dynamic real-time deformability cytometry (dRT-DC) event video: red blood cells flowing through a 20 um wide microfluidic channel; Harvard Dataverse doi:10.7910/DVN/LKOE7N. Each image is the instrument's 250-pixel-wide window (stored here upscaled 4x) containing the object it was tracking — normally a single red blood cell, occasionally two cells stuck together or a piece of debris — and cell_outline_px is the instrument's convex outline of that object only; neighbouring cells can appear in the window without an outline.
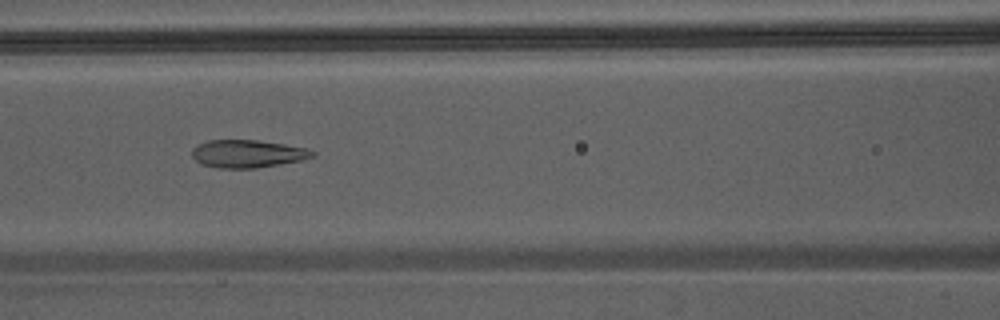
{"species": "Egyptian fruit bat (a non-hibernating species)", "species_latin": "Rousettus aegyptiacus", "temperature_condition": "warm", "stored_images_in_passage": 18, "camera_frame_rate_fps": 3000, "um_per_image_px": 0.085, "animal": {"sex": "male"}, "frame": {"image": 1, "passage_image": 10, "time_ms": 3.0, "image_size_px": [1000, 320], "cell_outline_px": [[316, 156], [300, 160], [280, 164], [256, 168], [216, 168], [200, 164], [192, 156], [192, 148], [208, 140], [260, 140], [308, 148], [316, 152]], "centroid_in_image_um": [21.06, 13.07], "position_along_channel_um": 145.5, "area_um2": 19.59}}
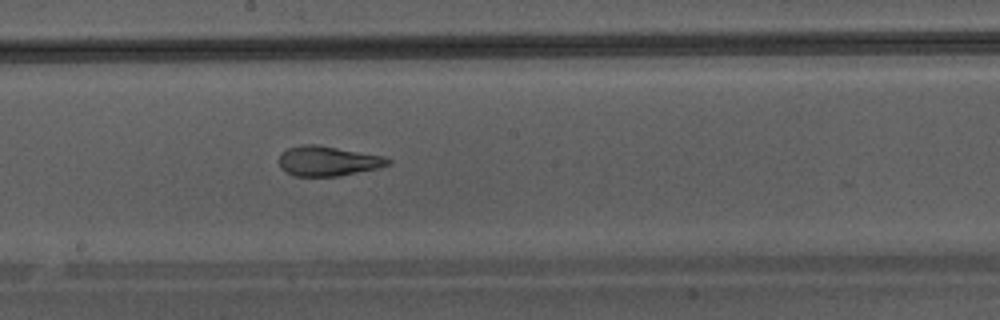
{"frame": {"image": 2, "passage_image": 15, "time_ms": 4.667, "image_size_px": [1000, 320], "cell_outline_px": [[392, 164], [376, 168], [336, 176], [296, 176], [280, 168], [280, 156], [288, 148], [304, 144], [316, 144], [384, 156], [392, 160]], "centroid_in_image_um": [27.89, 13.68], "position_along_channel_um": 220.3, "area_um2": 18.67}}
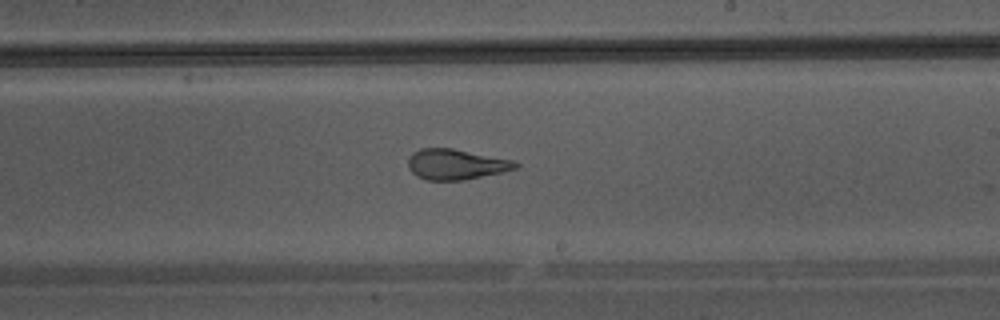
{"frame": {"image": 3, "passage_image": 17, "time_ms": 5.333, "image_size_px": [1000, 320], "cell_outline_px": [[520, 168], [464, 180], [428, 180], [416, 176], [408, 168], [408, 156], [412, 152], [420, 148], [452, 148], [512, 160], [520, 164]], "centroid_in_image_um": [38.74, 13.96], "position_along_channel_um": 250.3, "area_um2": 19.13}}